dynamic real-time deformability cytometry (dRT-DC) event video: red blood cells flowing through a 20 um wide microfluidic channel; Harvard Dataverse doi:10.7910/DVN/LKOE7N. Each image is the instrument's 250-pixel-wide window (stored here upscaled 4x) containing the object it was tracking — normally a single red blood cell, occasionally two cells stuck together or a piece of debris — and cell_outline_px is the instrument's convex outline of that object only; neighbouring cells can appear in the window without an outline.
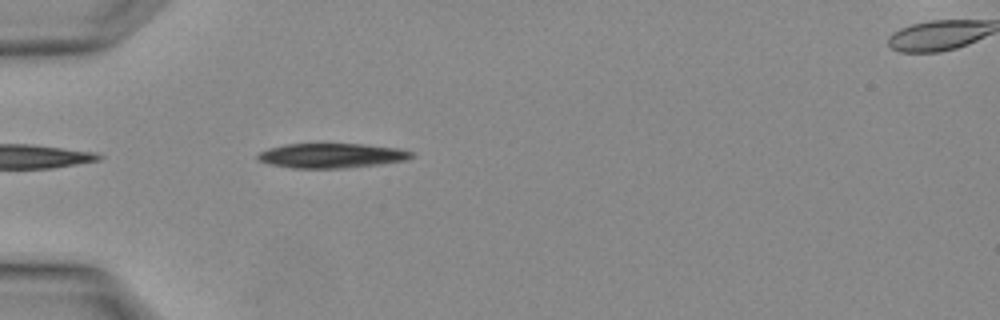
{"species": "Egyptian fruit bat (a non-hibernating species)", "species_latin": "Rousettus aegyptiacus", "temperature_condition": "warm", "stored_images_in_passage": 3, "camera_frame_rate_fps": 3000, "um_per_image_px": 0.085, "animal": {"sex": "female"}, "frame": {"image": 1, "passage_image": 3, "time_ms": 0.667, "image_size_px": [1000, 320], "cell_outline_px": [[416, 156], [404, 160], [380, 164], [344, 168], [292, 168], [268, 164], [256, 160], [256, 156], [260, 152], [268, 148], [288, 144], [360, 144], [400, 148], [412, 152]], "centroid_in_image_um": [28.16, 13.23], "position_along_channel_um": 56.8, "area_um2": 22.14}}